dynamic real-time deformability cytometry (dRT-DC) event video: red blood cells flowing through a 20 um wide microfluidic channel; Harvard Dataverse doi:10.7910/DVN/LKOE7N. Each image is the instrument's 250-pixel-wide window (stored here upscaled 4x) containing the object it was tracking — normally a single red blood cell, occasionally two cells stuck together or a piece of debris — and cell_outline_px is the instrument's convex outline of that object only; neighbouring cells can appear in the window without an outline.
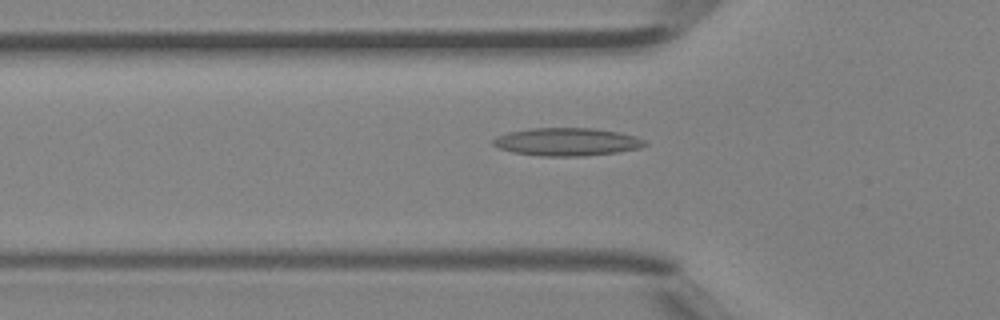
{"species": "Egyptian fruit bat (a non-hibernating species)", "species_latin": "Rousettus aegyptiacus", "temperature_condition": "room temperature", "stored_images_in_passage": 37, "camera_frame_rate_fps": 3000, "um_per_image_px": 0.085, "animal": {"sex": "female"}, "frame": {"image": 1, "passage_image": 7, "time_ms": 2.0, "image_size_px": [1000, 320], "cell_outline_px": [[648, 144], [640, 148], [616, 152], [584, 156], [540, 156], [512, 152], [500, 148], [492, 144], [492, 140], [496, 136], [508, 132], [528, 128], [592, 128], [620, 132], [636, 136], [644, 140]], "centroid_in_image_um": [48.18, 12.05], "position_along_channel_um": 77.6, "area_um2": 24.8}}
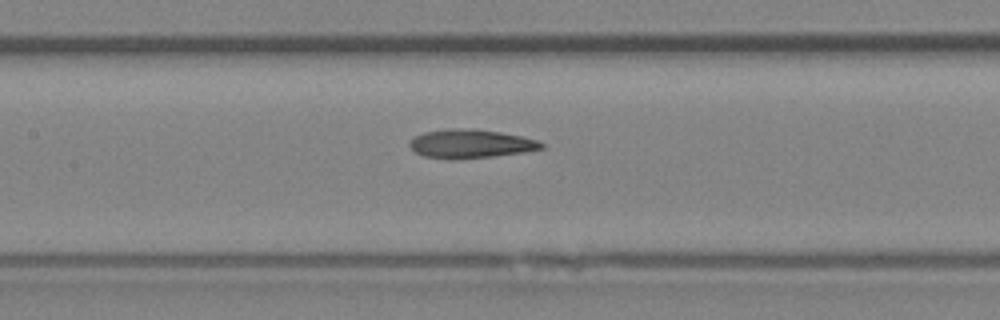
{"frame": {"image": 2, "passage_image": 13, "time_ms": 4.0, "image_size_px": [1000, 320], "cell_outline_px": [[544, 148], [524, 152], [492, 156], [456, 160], [448, 160], [424, 156], [416, 152], [408, 144], [416, 136], [424, 132], [452, 128], [464, 128], [500, 132], [520, 136], [536, 140], [544, 144]], "centroid_in_image_um": [39.99, 12.23], "position_along_channel_um": 167.4, "area_um2": 21.91}}
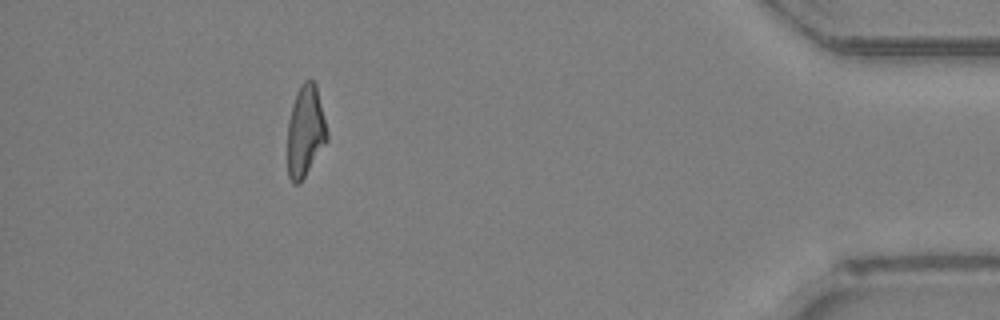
{"frame": {"image": 3, "passage_image": 33, "time_ms": 10.667, "image_size_px": [1000, 320], "cell_outline_px": [[328, 140], [300, 184], [292, 184], [288, 176], [288, 120], [292, 104], [296, 92], [300, 84], [304, 80], [312, 80], [316, 84], [328, 132]], "centroid_in_image_um": [25.95, 11.16], "position_along_channel_um": 409.2, "area_um2": 21.27}, "authors_computed_cell_mechanics": {"area_um2": 21.7328, "velocity_mm_per_s": 4.5003, "shape_relaxation_time_tau1_ms": null, "shape_relaxation_time_tau2_ms": 3.8529, "deformation_change_tau1": null, "deformation_change_tau2": 0.1484}}